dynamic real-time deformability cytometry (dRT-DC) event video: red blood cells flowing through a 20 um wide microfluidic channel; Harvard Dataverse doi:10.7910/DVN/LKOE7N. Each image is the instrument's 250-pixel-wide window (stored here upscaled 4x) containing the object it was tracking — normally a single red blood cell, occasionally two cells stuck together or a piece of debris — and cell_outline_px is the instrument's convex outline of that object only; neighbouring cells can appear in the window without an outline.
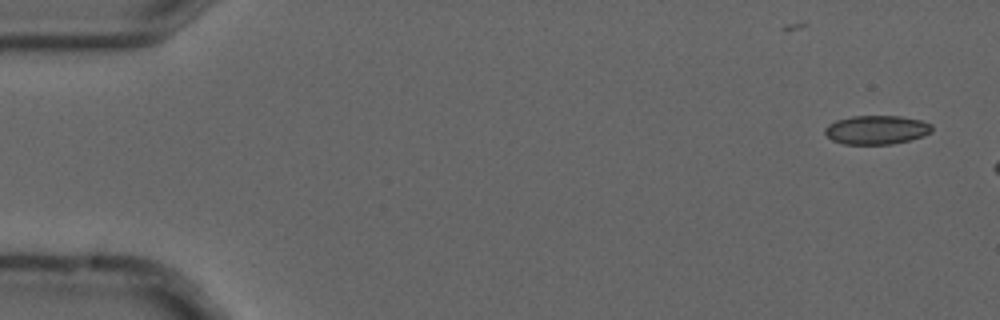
{"species": "common noctule bat (a hibernating species)", "species_latin": "Nyctalus noctula", "temperature_condition": "cold", "stored_images_in_passage": 3, "camera_frame_rate_fps": 3000, "um_per_image_px": 0.085, "animal": {"sex": "male", "forearm_length_mm": 52.5}, "frame": {"image": 1, "passage_image": 1, "time_ms": 0.0, "image_size_px": [1000, 320], "cell_outline_px": [[932, 132], [924, 136], [892, 144], [844, 144], [832, 140], [824, 132], [824, 128], [828, 124], [836, 120], [852, 116], [900, 116], [920, 120], [932, 124]], "centroid_in_image_um": [74.5, 11.03], "position_along_channel_um": 10.5, "area_um2": 18.03}}